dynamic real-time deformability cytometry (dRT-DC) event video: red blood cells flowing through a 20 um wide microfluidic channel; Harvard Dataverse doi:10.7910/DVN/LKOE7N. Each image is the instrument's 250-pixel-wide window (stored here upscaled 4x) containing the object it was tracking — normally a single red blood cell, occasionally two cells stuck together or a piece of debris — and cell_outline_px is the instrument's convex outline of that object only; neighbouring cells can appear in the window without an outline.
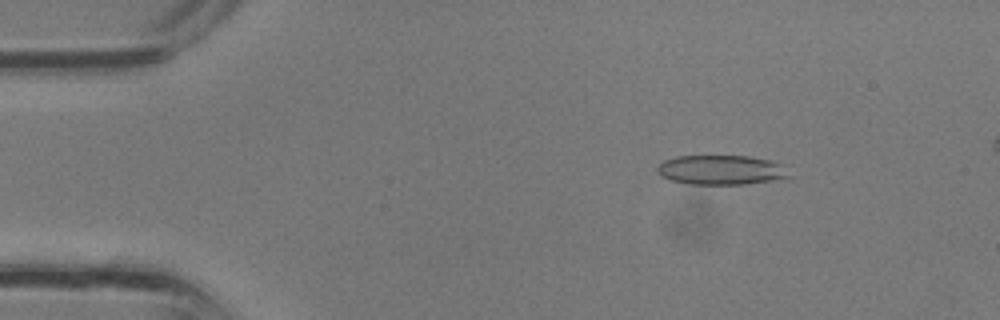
{"species": "common noctule bat (a hibernating species)", "species_latin": "Nyctalus noctula", "temperature_condition": "room temperature", "stored_images_in_passage": 34, "camera_frame_rate_fps": 3000, "um_per_image_px": 0.085, "animal": {"sex": "male", "body_mass_g": 13.3}, "frame": {"image": 1, "passage_image": 5, "time_ms": 1.333, "image_size_px": [1000, 320], "cell_outline_px": [[788, 176], [776, 180], [744, 184], [688, 184], [672, 180], [656, 172], [656, 168], [664, 160], [676, 156], [748, 156], [768, 160], [780, 164]], "centroid_in_image_um": [61.23, 14.44], "position_along_channel_um": 23.8, "area_um2": 22.31}}
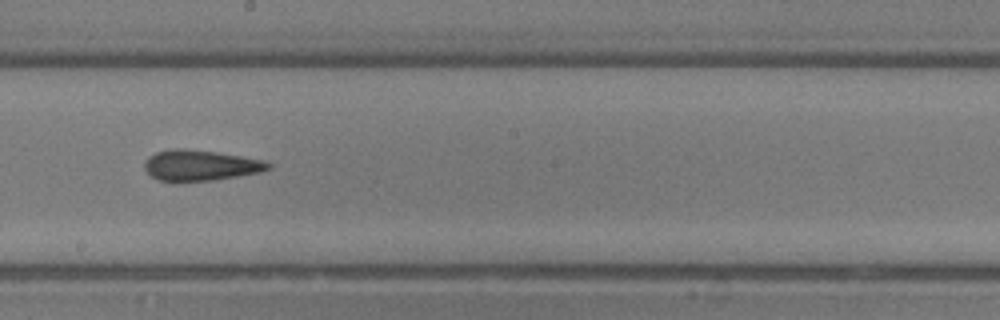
{"frame": {"image": 2, "passage_image": 19, "time_ms": 6.0, "image_size_px": [1000, 320], "cell_outline_px": [[272, 168], [260, 172], [216, 180], [160, 180], [152, 176], [144, 168], [144, 164], [148, 156], [156, 152], [180, 148], [216, 152], [264, 160], [272, 164]], "centroid_in_image_um": [17.08, 14.04], "position_along_channel_um": 231.1, "area_um2": 21.73}}
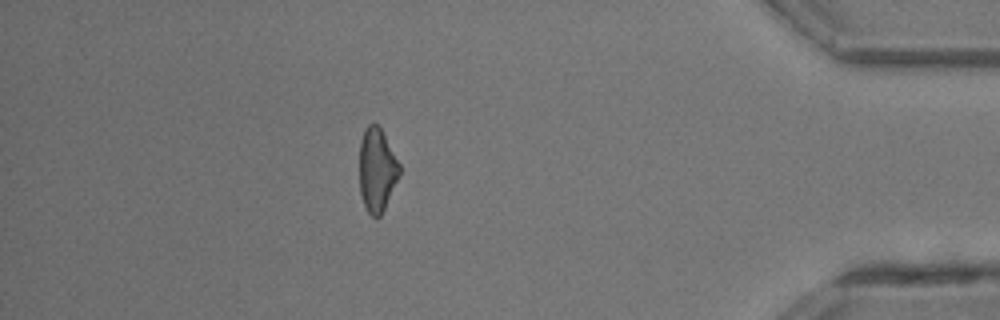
{"frame": {"image": 3, "passage_image": 30, "time_ms": 9.667, "image_size_px": [1000, 320], "cell_outline_px": [[400, 172], [384, 208], [380, 216], [376, 220], [368, 212], [364, 204], [360, 192], [360, 140], [364, 128], [368, 124], [376, 124], [380, 128], [400, 164]], "centroid_in_image_um": [32.02, 14.43], "position_along_channel_um": 403.2, "area_um2": 19.19}}